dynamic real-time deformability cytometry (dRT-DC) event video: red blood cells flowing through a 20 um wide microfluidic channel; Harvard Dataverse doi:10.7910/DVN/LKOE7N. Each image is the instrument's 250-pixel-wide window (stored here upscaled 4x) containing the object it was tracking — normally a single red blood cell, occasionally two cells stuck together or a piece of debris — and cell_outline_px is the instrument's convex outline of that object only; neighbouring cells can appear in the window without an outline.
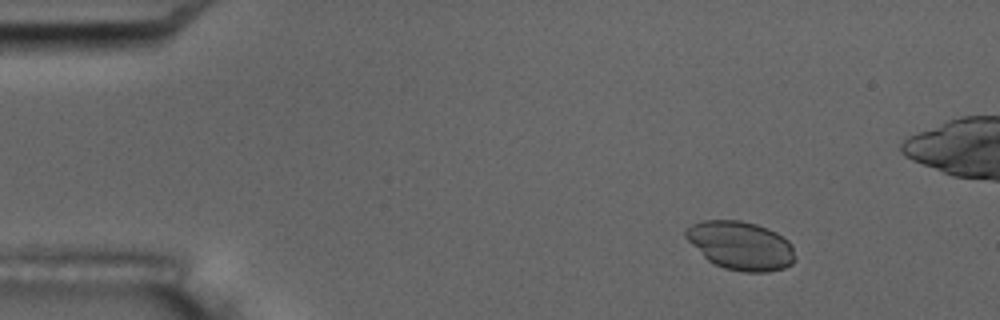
{"species": "common noctule bat (a hibernating species)", "species_latin": "Nyctalus noctula", "temperature_condition": "room temperature", "stored_images_in_passage": 6, "camera_frame_rate_fps": 3000, "um_per_image_px": 0.085, "animal": {"sex": "male", "body_mass_g": 17.5, "forearm_length_mm": 52.3}, "frame": {"image": 1, "passage_image": 2, "time_ms": 1.0, "image_size_px": [1000, 320], "cell_outline_px": [[796, 260], [792, 264], [784, 268], [768, 272], [744, 272], [724, 268], [708, 260], [684, 236], [684, 232], [692, 224], [700, 220], [740, 220], [756, 224], [768, 228], [776, 232], [788, 240], [792, 244], [796, 256]], "centroid_in_image_um": [63.0, 20.87], "position_along_channel_um": 22.0, "area_um2": 31.04}}